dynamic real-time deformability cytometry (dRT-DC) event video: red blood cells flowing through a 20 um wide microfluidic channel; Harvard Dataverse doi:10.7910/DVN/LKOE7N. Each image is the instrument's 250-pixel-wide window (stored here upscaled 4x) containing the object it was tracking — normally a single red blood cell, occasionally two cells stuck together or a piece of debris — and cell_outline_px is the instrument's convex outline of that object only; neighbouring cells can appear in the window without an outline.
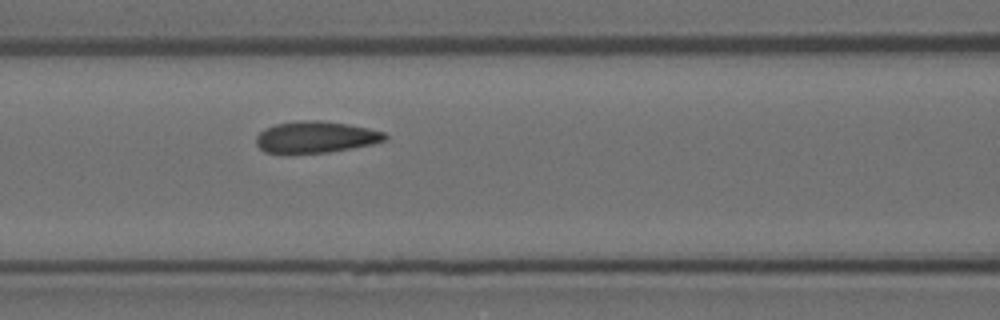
{"species": "Egyptian fruit bat (a non-hibernating species)", "species_latin": "Rousettus aegyptiacus", "temperature_condition": "room temperature", "stored_images_in_passage": 7, "camera_frame_rate_fps": 3000, "um_per_image_px": 0.085, "animal": {"sex": "female"}, "frame": {"image": 1, "passage_image": 7, "time_ms": 2.0, "image_size_px": [1000, 320], "cell_outline_px": [[388, 136], [384, 140], [372, 144], [352, 148], [328, 152], [288, 156], [284, 156], [264, 152], [256, 144], [256, 136], [264, 128], [276, 124], [296, 120], [320, 120], [348, 124], [368, 128], [384, 132]], "centroid_in_image_um": [26.75, 11.68], "position_along_channel_um": 139.8, "area_um2": 24.45}}